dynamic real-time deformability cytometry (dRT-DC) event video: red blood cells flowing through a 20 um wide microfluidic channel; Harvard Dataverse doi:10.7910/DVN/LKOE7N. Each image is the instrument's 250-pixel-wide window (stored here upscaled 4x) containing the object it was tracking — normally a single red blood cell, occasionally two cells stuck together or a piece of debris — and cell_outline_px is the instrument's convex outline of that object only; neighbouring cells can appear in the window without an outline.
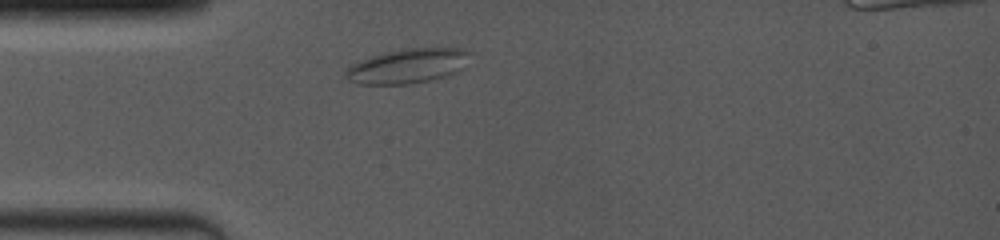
{"species": "common noctule bat (a hibernating species)", "species_latin": "Nyctalus noctula", "temperature_condition": "room temperature", "stored_images_in_passage": 11, "camera_frame_rate_fps": 4000, "um_per_image_px": 0.085, "animal": {"sex": "female", "body_mass_g": 19.0, "forearm_length_mm": 53.3}, "frame": {"image": 1, "passage_image": 1, "time_ms": 0.0, "image_size_px": [1000, 240], "cell_outline_px": [[468, 52], [464, 68], [456, 72], [432, 80], [408, 84], [356, 84], [348, 80], [344, 76], [344, 72], [352, 64], [360, 60], [372, 56], [388, 52], [408, 48], [464, 48]], "centroid_in_image_um": [34.62, 5.62], "position_along_channel_um": 50.4, "area_um2": 24.85}}
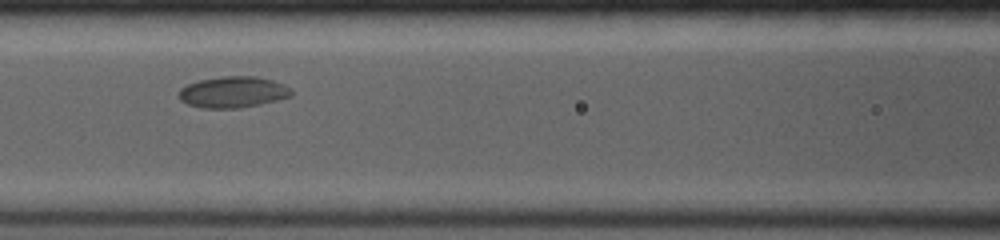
{"frame": {"image": 2, "passage_image": 8, "time_ms": 2.75, "image_size_px": [1000, 240], "cell_outline_px": [[292, 96], [260, 104], [240, 108], [200, 108], [188, 104], [180, 100], [176, 96], [176, 92], [180, 88], [188, 84], [200, 80], [220, 76], [256, 76], [272, 80], [284, 84], [292, 88]], "centroid_in_image_um": [19.77, 7.83], "position_along_channel_um": 146.8, "area_um2": 20.75}}
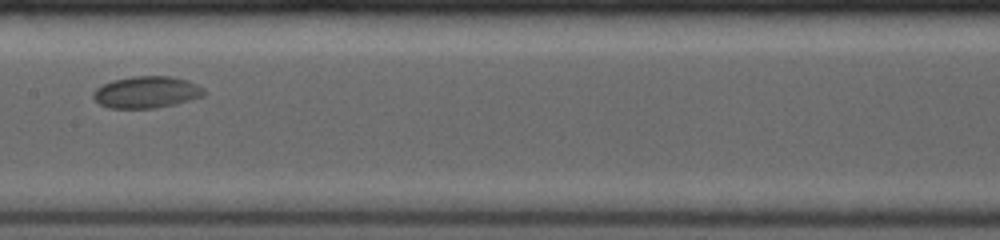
{"frame": {"image": 3, "passage_image": 10, "time_ms": 4.0, "image_size_px": [1000, 240], "cell_outline_px": [[204, 96], [192, 100], [176, 104], [156, 108], [108, 108], [100, 104], [92, 96], [92, 92], [96, 88], [112, 80], [132, 76], [172, 76], [188, 80], [204, 88]], "centroid_in_image_um": [12.47, 7.83], "position_along_channel_um": 194.9, "area_um2": 20.69}}